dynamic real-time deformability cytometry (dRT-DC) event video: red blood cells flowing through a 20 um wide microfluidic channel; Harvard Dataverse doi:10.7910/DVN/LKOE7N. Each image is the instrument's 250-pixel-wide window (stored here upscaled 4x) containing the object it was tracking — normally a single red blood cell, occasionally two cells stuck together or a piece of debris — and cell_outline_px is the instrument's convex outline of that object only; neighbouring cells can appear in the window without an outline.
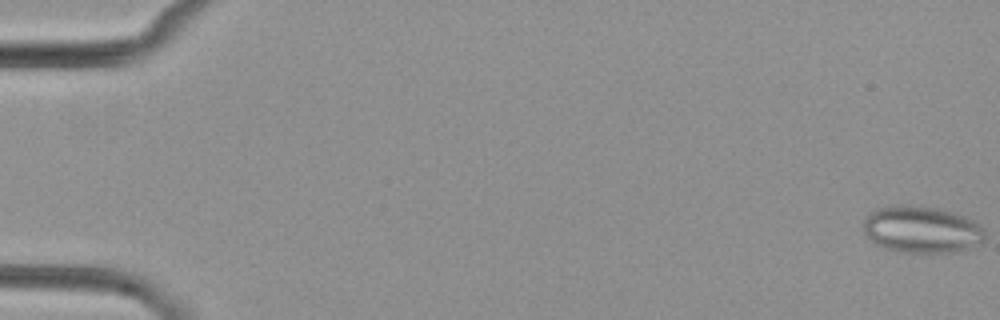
{"species": "common noctule bat (a hibernating species)", "species_latin": "Nyctalus noctula", "temperature_condition": "cold", "stored_images_in_passage": 4, "camera_frame_rate_fps": 3000, "um_per_image_px": 0.085, "animal": {"sex": "female", "body_mass_g": 29.2, "forearm_length_mm": 56.3}, "frame": {"image": 1, "passage_image": 1, "time_ms": 0.0, "image_size_px": [1000, 320], "cell_outline_px": [[984, 244], [960, 252], [932, 256], [904, 252], [888, 248], [876, 244], [864, 232], [864, 220], [872, 212], [880, 208], [900, 204], [936, 208], [952, 212], [964, 216], [980, 224], [984, 232]], "centroid_in_image_um": [78.44, 19.57], "position_along_channel_um": 6.6, "area_um2": 33.81}}